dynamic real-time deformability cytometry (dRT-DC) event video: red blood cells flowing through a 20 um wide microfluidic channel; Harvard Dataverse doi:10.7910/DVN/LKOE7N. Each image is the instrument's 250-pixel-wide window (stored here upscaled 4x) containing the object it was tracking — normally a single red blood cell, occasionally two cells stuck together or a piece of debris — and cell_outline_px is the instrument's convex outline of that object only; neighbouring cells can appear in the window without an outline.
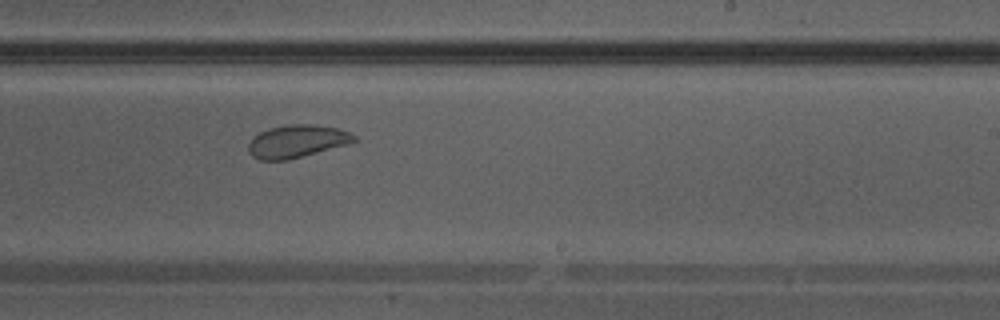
{"species": "Egyptian fruit bat (a non-hibernating species)", "species_latin": "Rousettus aegyptiacus", "temperature_condition": "warm", "stored_images_in_passage": 37, "camera_frame_rate_fps": 3000, "um_per_image_px": 0.085, "animal": {"sex": "male"}, "frame": {"image": 1, "passage_image": 22, "time_ms": 7.0, "image_size_px": [1000, 320], "cell_outline_px": [[356, 140], [348, 144], [288, 160], [260, 160], [252, 156], [248, 152], [248, 144], [260, 132], [268, 128], [288, 124], [312, 124], [336, 128], [348, 132], [356, 136]], "centroid_in_image_um": [25.22, 12.01], "position_along_channel_um": 263.8, "area_um2": 20.0}}